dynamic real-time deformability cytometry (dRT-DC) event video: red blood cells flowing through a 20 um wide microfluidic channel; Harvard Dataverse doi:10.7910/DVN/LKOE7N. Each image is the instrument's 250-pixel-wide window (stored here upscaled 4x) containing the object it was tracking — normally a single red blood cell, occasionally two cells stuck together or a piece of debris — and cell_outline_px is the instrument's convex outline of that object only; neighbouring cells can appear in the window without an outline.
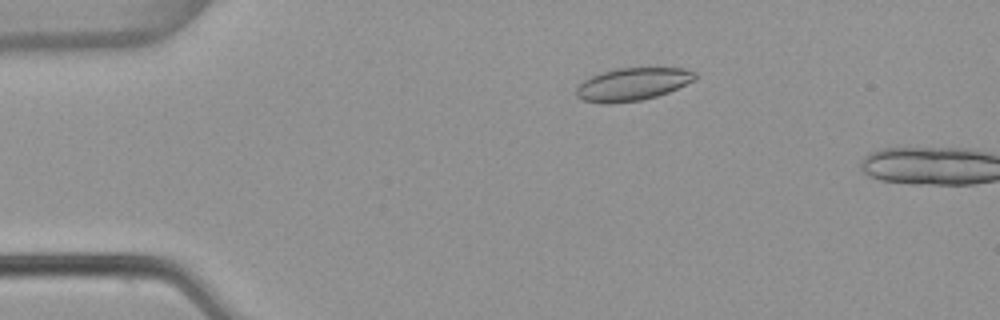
{"species": "common noctule bat (a hibernating species)", "species_latin": "Nyctalus noctula", "temperature_condition": "warm", "stored_images_in_passage": 4, "camera_frame_rate_fps": 3000, "um_per_image_px": 0.085, "animal": {"sex": "female", "body_mass_g": 22.7, "forearm_length_mm": 54.2}, "frame": {"image": 1, "passage_image": 3, "time_ms": 0.667, "image_size_px": [1000, 320], "cell_outline_px": [[696, 80], [668, 92], [656, 96], [640, 100], [608, 104], [604, 104], [584, 100], [576, 96], [576, 84], [600, 72], [616, 68], [684, 68], [696, 72]], "centroid_in_image_um": [53.74, 7.15], "position_along_channel_um": 31.3, "area_um2": 22.77}}